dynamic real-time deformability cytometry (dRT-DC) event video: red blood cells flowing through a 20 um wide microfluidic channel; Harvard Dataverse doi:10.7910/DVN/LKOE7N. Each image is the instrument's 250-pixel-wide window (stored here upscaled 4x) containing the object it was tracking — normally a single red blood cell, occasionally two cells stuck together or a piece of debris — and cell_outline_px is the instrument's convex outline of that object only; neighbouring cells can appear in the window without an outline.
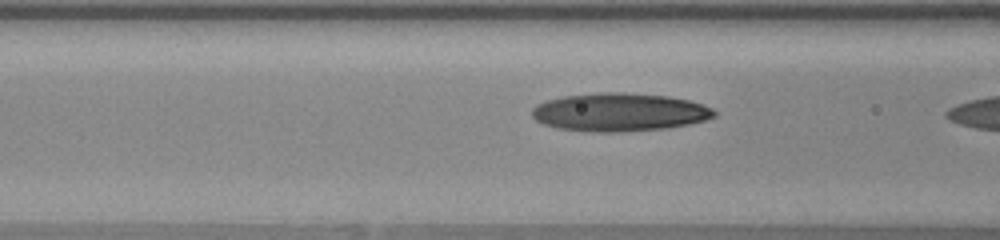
{"species": "human", "species_latin": "Homo sapiens", "temperature_condition": "warm", "stored_images_in_passage": 6, "camera_frame_rate_fps": 3000, "um_per_image_px": 0.085, "donor": {"sex": "female"}, "frame": {"image": 1, "passage_image": 4, "time_ms": 1.0, "image_size_px": [1000, 240], "cell_outline_px": [[716, 116], [704, 120], [688, 124], [668, 128], [620, 132], [596, 132], [560, 128], [544, 124], [536, 120], [532, 116], [532, 108], [536, 104], [548, 100], [564, 96], [600, 92], [624, 92], [668, 96], [688, 100], [704, 104], [712, 108], [716, 112]], "centroid_in_image_um": [52.67, 9.53], "position_along_channel_um": 113.9, "area_um2": 40.58}}